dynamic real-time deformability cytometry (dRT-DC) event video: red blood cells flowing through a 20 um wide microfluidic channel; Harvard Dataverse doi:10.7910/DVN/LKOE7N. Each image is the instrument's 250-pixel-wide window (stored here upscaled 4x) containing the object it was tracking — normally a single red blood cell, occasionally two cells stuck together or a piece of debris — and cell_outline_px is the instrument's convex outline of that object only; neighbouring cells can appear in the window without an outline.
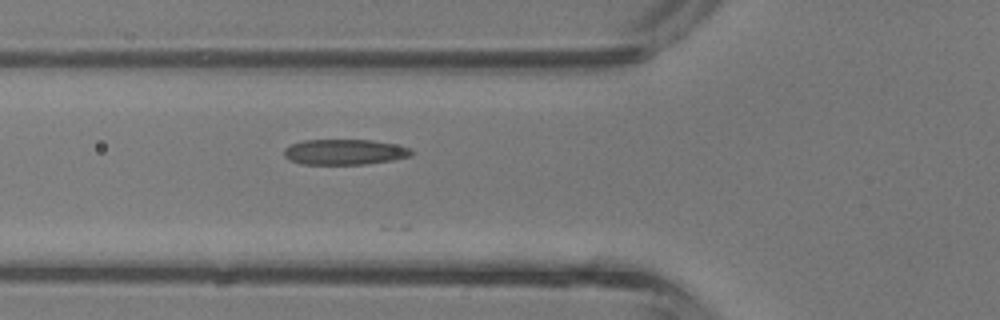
{"species": "common noctule bat (a hibernating species)", "species_latin": "Nyctalus noctula", "temperature_condition": "room temperature", "stored_images_in_passage": 8, "camera_frame_rate_fps": 3000, "um_per_image_px": 0.085, "animal": {"sex": "male", "body_mass_g": 13.3}, "frame": {"image": 1, "passage_image": 2, "time_ms": 0.333, "image_size_px": [1000, 320], "cell_outline_px": [[412, 156], [392, 160], [368, 164], [300, 164], [288, 160], [284, 156], [284, 148], [292, 144], [304, 140], [372, 140], [396, 144], [412, 148]], "centroid_in_image_um": [29.3, 12.92], "position_along_channel_um": 96.5, "area_um2": 19.07}}
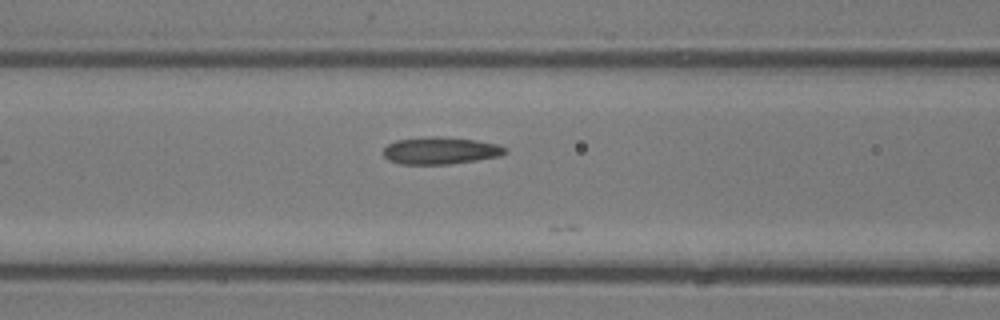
{"frame": {"image": 2, "passage_image": 4, "time_ms": 1.0, "image_size_px": [1000, 320], "cell_outline_px": [[508, 152], [500, 156], [476, 160], [448, 164], [400, 164], [388, 160], [384, 156], [384, 148], [388, 144], [396, 140], [432, 136], [436, 136], [476, 140], [496, 144], [508, 148]], "centroid_in_image_um": [37.44, 12.8], "position_along_channel_um": 129.2, "area_um2": 19.25}}
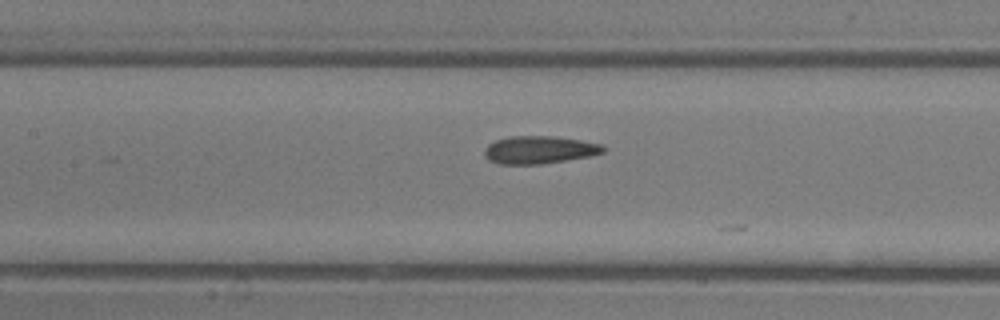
{"frame": {"image": 3, "passage_image": 6, "time_ms": 1.667, "image_size_px": [1000, 320], "cell_outline_px": [[604, 152], [592, 156], [544, 164], [500, 164], [488, 160], [484, 156], [484, 148], [488, 144], [496, 140], [512, 136], [552, 136], [580, 140], [604, 144]], "centroid_in_image_um": [45.85, 12.74], "position_along_channel_um": 161.6, "area_um2": 19.36}}